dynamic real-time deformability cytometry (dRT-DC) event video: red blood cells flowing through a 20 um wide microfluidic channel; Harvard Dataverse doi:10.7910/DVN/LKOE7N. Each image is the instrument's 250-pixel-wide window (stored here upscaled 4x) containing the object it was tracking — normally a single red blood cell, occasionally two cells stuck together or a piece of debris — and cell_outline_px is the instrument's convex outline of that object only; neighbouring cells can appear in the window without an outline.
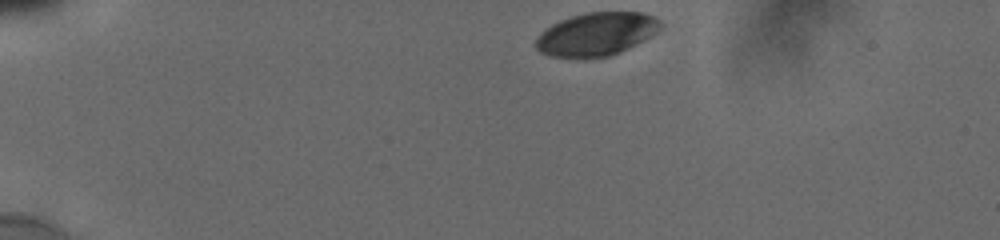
{"species": "human", "species_latin": "Homo sapiens", "temperature_condition": "cold", "stored_images_in_passage": 32, "camera_frame_rate_fps": 3000, "um_per_image_px": 0.085, "donor": {"sex": "male"}, "frame": {"image": 1, "passage_image": 1, "time_ms": 0.0, "image_size_px": [1000, 240], "cell_outline_px": [[664, 24], [656, 32], [636, 44], [620, 52], [608, 56], [584, 60], [548, 56], [540, 52], [536, 48], [536, 36], [544, 28], [560, 20], [572, 16], [588, 12], [644, 12], [656, 16]], "centroid_in_image_um": [50.67, 2.92], "position_along_channel_um": 34.3, "area_um2": 32.02}}
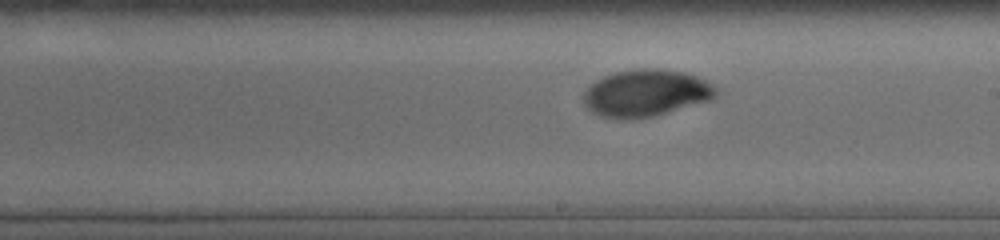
{"frame": {"image": 2, "passage_image": 20, "time_ms": 7.333, "image_size_px": [1000, 240], "cell_outline_px": [[716, 96], [708, 100], [668, 112], [652, 116], [632, 120], [620, 120], [600, 116], [592, 112], [584, 104], [584, 92], [596, 80], [604, 76], [616, 72], [640, 68], [656, 68], [684, 72], [696, 76], [712, 84], [716, 88]], "centroid_in_image_um": [54.87, 7.92], "position_along_channel_um": 234.1, "area_um2": 36.13}}
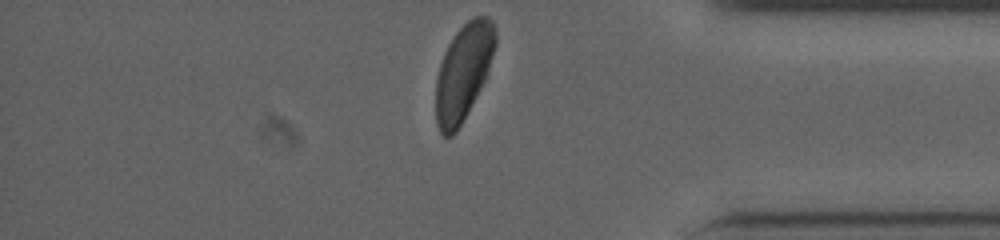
{"frame": {"image": 3, "passage_image": 32, "time_ms": 12.0, "image_size_px": [1000, 240], "cell_outline_px": [[496, 44], [484, 80], [480, 88], [456, 132], [452, 136], [444, 136], [440, 132], [436, 124], [436, 80], [440, 64], [444, 52], [448, 44], [456, 32], [472, 16], [488, 16], [492, 20], [496, 28]], "centroid_in_image_um": [39.38, 6.09], "position_along_channel_um": 395.8, "area_um2": 33.0}, "authors_computed_cell_mechanics": {"area_um2": 35.1135, "velocity_mm_per_s": 3.7927, "shape_relaxation_time_tau1_ms": 3.8602, "shape_relaxation_time_tau2_ms": null, "deformation_change_tau1": 0.1508, "deformation_change_tau2": null}}